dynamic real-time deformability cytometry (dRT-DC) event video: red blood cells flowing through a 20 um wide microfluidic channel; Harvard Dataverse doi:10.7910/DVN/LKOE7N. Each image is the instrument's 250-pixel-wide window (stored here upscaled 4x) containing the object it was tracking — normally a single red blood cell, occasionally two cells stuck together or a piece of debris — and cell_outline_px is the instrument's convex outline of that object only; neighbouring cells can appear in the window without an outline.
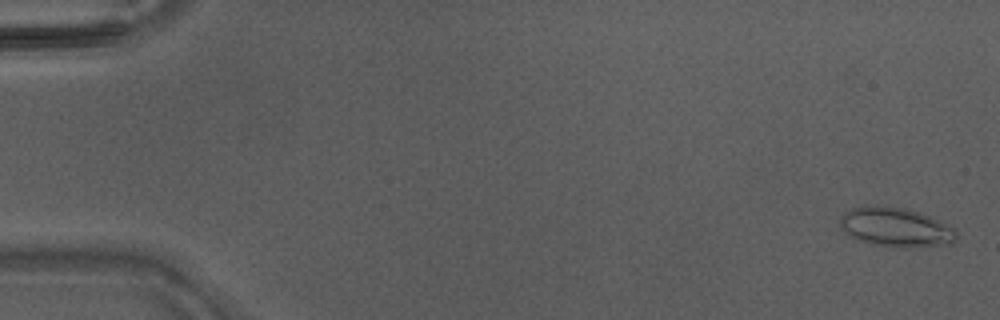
{"species": "Egyptian fruit bat (a non-hibernating species)", "species_latin": "Rousettus aegyptiacus", "temperature_condition": "warm", "stored_images_in_passage": 46, "camera_frame_rate_fps": 3000, "um_per_image_px": 0.085, "animal": {"sex": "male"}, "frame": {"image": 1, "passage_image": 1, "time_ms": 0.0, "image_size_px": [1000, 320], "cell_outline_px": [[960, 236], [952, 244], [912, 248], [892, 248], [872, 244], [860, 240], [844, 232], [840, 228], [840, 216], [844, 212], [852, 208], [864, 204], [876, 204], [904, 208], [920, 212], [948, 224], [956, 228]], "centroid_in_image_um": [76.17, 19.31], "position_along_channel_um": 8.8, "area_um2": 27.57}}
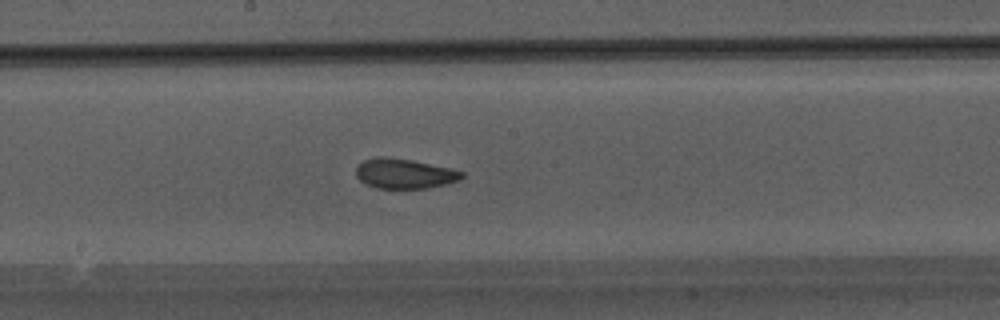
{"frame": {"image": 2, "passage_image": 25, "time_ms": 8.0, "image_size_px": [1000, 320], "cell_outline_px": [[464, 176], [460, 180], [448, 184], [428, 188], [376, 188], [360, 180], [356, 176], [356, 168], [364, 160], [384, 156], [408, 160], [452, 168], [464, 172]], "centroid_in_image_um": [34.42, 14.77], "position_along_channel_um": 213.8, "area_um2": 18.26}}
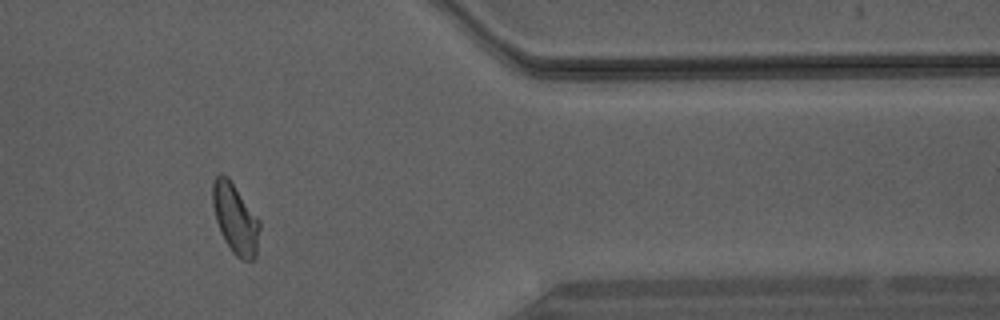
{"frame": {"image": 3, "passage_image": 38, "time_ms": 12.333, "image_size_px": [1000, 320], "cell_outline_px": [[260, 228], [256, 256], [252, 260], [240, 260], [232, 252], [224, 240], [220, 232], [216, 220], [212, 204], [212, 184], [216, 176], [220, 172], [228, 176], [260, 220]], "centroid_in_image_um": [19.99, 18.58], "position_along_channel_um": 391.4, "area_um2": 19.42}}